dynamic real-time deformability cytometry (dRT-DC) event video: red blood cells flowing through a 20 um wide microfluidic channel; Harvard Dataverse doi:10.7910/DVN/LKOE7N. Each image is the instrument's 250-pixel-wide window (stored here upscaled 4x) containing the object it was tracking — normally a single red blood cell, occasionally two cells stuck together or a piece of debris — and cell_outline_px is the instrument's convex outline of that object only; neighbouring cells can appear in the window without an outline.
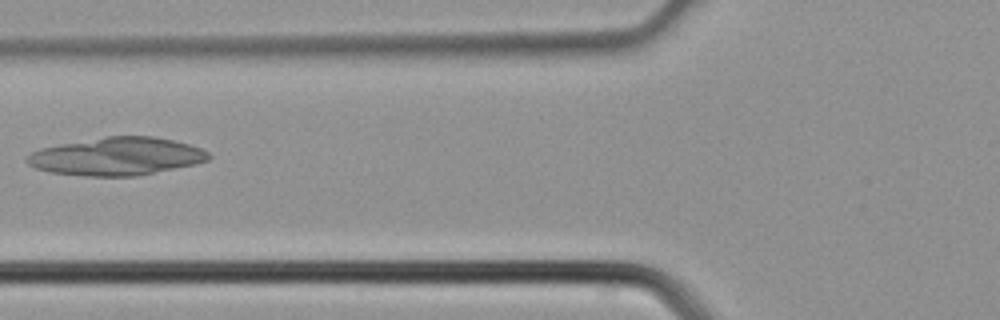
{"species": "common noctule bat (a hibernating species)", "species_latin": "Nyctalus noctula", "temperature_condition": "cold", "stored_images_in_passage": 2, "camera_frame_rate_fps": 3000, "um_per_image_px": 0.085, "animal": {"sex": "male", "body_mass_g": 21.5, "forearm_length_mm": 52.0}, "frame": {"image": 1, "passage_image": 2, "time_ms": 0.333, "image_size_px": [1000, 320], "cell_outline_px": [[212, 156], [208, 160], [196, 164], [136, 176], [88, 176], [52, 172], [36, 168], [28, 164], [24, 160], [32, 152], [40, 148], [60, 144], [108, 136], [152, 136], [172, 140], [188, 144], [200, 148], [208, 152]], "centroid_in_image_um": [9.93, 13.29], "position_along_channel_um": 115.9, "area_um2": 39.82}}